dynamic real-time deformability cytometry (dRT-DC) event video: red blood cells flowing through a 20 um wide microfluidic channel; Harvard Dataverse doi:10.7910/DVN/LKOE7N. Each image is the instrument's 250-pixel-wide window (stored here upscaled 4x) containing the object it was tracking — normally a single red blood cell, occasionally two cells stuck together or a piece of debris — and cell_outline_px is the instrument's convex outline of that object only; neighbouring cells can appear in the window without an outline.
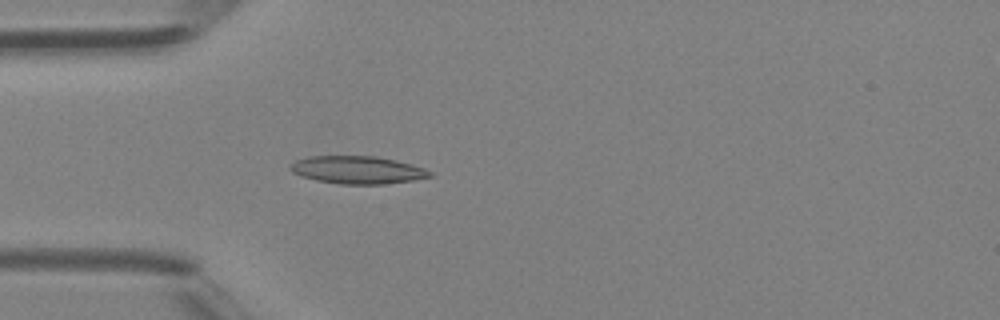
{"species": "Egyptian fruit bat (a non-hibernating species)", "species_latin": "Rousettus aegyptiacus", "temperature_condition": "room temperature", "stored_images_in_passage": 38, "camera_frame_rate_fps": 3000, "um_per_image_px": 0.085, "animal": {"sex": "female"}, "frame": {"image": 1, "passage_image": 5, "time_ms": 1.333, "image_size_px": [1000, 320], "cell_outline_px": [[432, 176], [412, 180], [384, 184], [340, 184], [316, 180], [300, 176], [292, 172], [288, 168], [296, 160], [308, 156], [376, 156], [396, 160], [412, 164], [424, 168], [432, 172]], "centroid_in_image_um": [30.37, 14.44], "position_along_channel_um": 54.6, "area_um2": 22.54}}
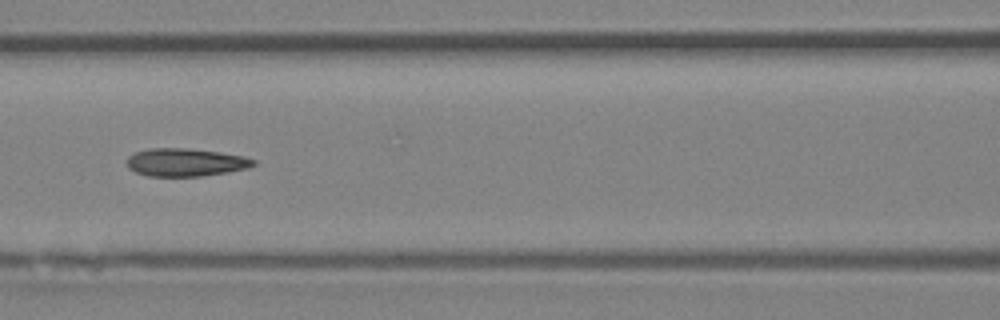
{"frame": {"image": 2, "passage_image": 12, "time_ms": 3.667, "image_size_px": [1000, 320], "cell_outline_px": [[256, 164], [248, 168], [204, 176], [148, 176], [136, 172], [128, 168], [128, 156], [136, 152], [152, 148], [188, 148], [220, 152], [244, 156], [256, 160]], "centroid_in_image_um": [15.8, 13.8], "position_along_channel_um": 150.8, "area_um2": 20.58}}
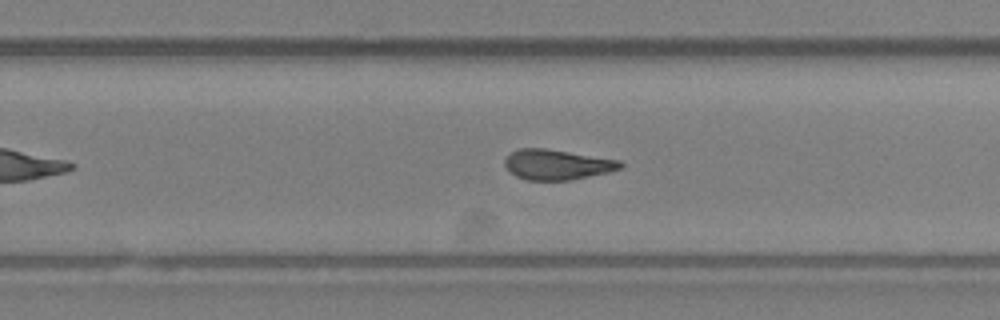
{"frame": {"image": 3, "passage_image": 21, "time_ms": 6.667, "image_size_px": [1000, 320], "cell_outline_px": [[624, 164], [620, 168], [608, 172], [568, 180], [528, 180], [516, 176], [504, 164], [504, 160], [512, 152], [520, 148], [544, 148], [620, 160]], "centroid_in_image_um": [47.35, 13.98], "position_along_channel_um": 282.5, "area_um2": 20.0}, "authors_computed_cell_mechanics": {"area_um2": 20.7502, "velocity_mm_per_s": 4.4194, "shape_relaxation_time_tau1_ms": null, "shape_relaxation_time_tau2_ms": 2.7521, "deformation_change_tau1": null, "deformation_change_tau2": 0.1008}}